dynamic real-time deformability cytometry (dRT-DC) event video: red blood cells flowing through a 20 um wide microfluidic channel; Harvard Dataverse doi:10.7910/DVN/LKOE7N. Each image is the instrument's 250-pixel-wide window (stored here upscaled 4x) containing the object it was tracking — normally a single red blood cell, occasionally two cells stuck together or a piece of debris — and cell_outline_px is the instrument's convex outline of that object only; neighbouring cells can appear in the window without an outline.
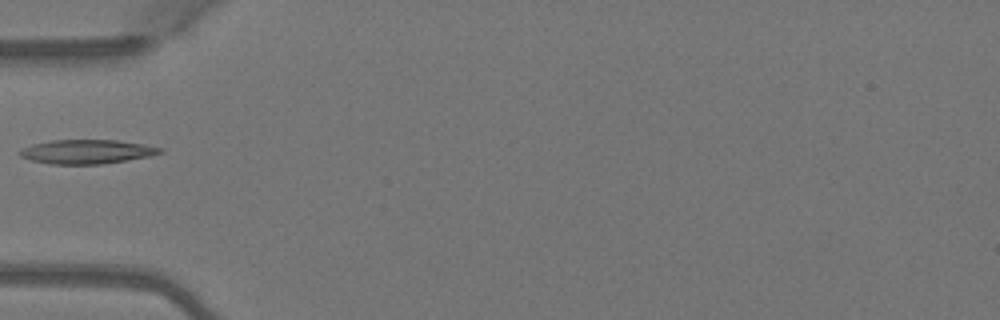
{"species": "Egyptian fruit bat (a non-hibernating species)", "species_latin": "Rousettus aegyptiacus", "temperature_condition": "warm", "stored_images_in_passage": 4, "camera_frame_rate_fps": 3000, "um_per_image_px": 0.085, "animal": {"sex": "female"}, "frame": {"image": 1, "passage_image": 4, "time_ms": 1.0, "image_size_px": [1000, 320], "cell_outline_px": [[164, 152], [152, 156], [104, 164], [48, 164], [32, 160], [20, 156], [16, 152], [32, 144], [52, 140], [116, 140], [144, 144], [164, 148]], "centroid_in_image_um": [7.42, 12.89], "position_along_channel_um": 77.6, "area_um2": 19.88}}